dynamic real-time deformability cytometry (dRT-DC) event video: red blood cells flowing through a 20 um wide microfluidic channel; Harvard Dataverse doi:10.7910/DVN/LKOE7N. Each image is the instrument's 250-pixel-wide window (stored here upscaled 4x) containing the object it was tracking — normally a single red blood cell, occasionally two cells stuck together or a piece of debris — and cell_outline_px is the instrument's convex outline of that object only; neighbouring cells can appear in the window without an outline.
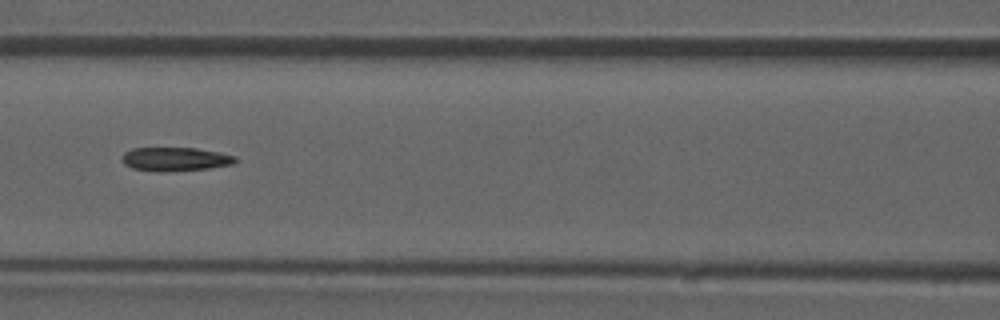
{"species": "common noctule bat (a hibernating species)", "species_latin": "Nyctalus noctula", "temperature_condition": "room temperature", "stored_images_in_passage": 52, "camera_frame_rate_fps": 3000, "um_per_image_px": 0.085, "animal": {"sex": "male", "forearm_length_mm": 52.5}, "frame": {"image": 1, "passage_image": 23, "time_ms": 7.333, "image_size_px": [1000, 320], "cell_outline_px": [[236, 164], [212, 168], [160, 172], [132, 168], [124, 164], [124, 152], [132, 148], [196, 148], [220, 152], [236, 156]], "centroid_in_image_um": [14.96, 13.53], "position_along_channel_um": 151.6, "area_um2": 15.72}}